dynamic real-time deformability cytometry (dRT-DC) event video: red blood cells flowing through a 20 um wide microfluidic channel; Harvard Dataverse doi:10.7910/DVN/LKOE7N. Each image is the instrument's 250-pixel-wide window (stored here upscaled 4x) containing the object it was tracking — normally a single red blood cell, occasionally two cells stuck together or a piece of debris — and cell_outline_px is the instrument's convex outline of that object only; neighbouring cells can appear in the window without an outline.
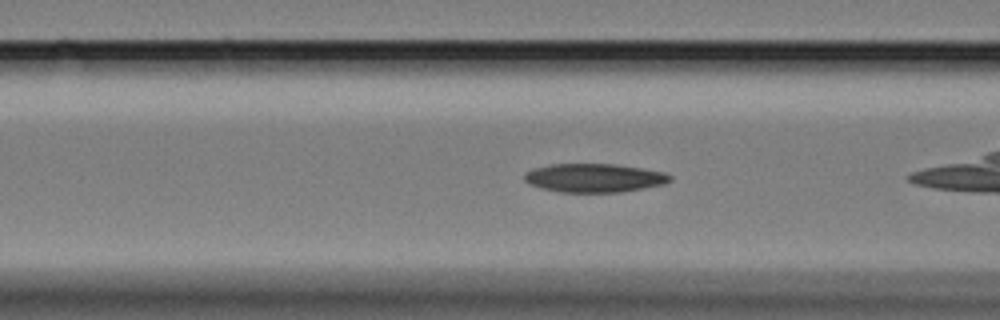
{"species": "Egyptian fruit bat (a non-hibernating species)", "species_latin": "Rousettus aegyptiacus", "temperature_condition": "cold", "stored_images_in_passage": 40, "camera_frame_rate_fps": 3000, "um_per_image_px": 0.085, "animal": {"sex": "female"}, "frame": {"image": 1, "passage_image": 11, "time_ms": 3.333, "image_size_px": [1000, 320], "cell_outline_px": [[672, 180], [664, 184], [644, 188], [620, 192], [560, 192], [540, 188], [528, 184], [524, 180], [524, 172], [532, 168], [552, 164], [612, 164], [640, 168], [664, 172], [672, 176]], "centroid_in_image_um": [50.47, 15.12], "position_along_channel_um": 116.1, "area_um2": 24.39}}
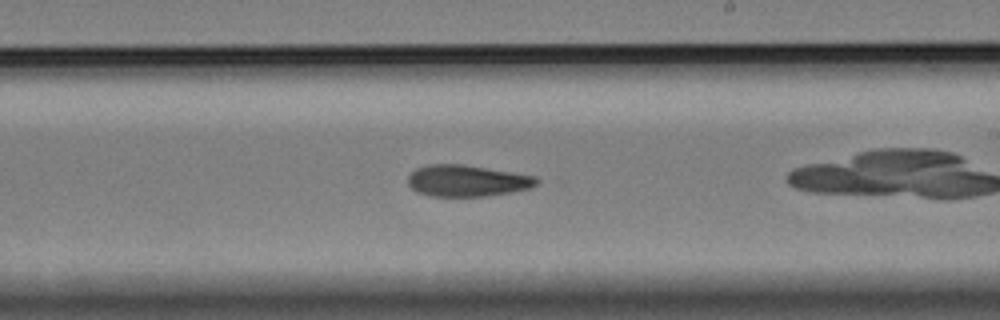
{"frame": {"image": 2, "passage_image": 23, "time_ms": 7.333, "image_size_px": [1000, 320], "cell_outline_px": [[540, 180], [532, 188], [488, 196], [428, 196], [416, 192], [408, 184], [408, 176], [416, 168], [428, 164], [464, 164], [536, 176]], "centroid_in_image_um": [39.7, 15.36], "position_along_channel_um": 249.3, "area_um2": 23.76}}
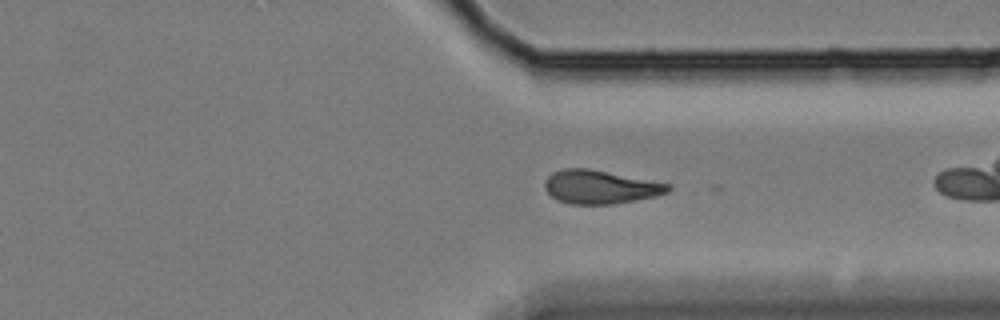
{"frame": {"image": 3, "passage_image": 33, "time_ms": 10.667, "image_size_px": [1000, 320], "cell_outline_px": [[672, 188], [668, 192], [656, 196], [612, 204], [568, 204], [556, 200], [544, 188], [544, 180], [552, 172], [564, 168], [588, 168], [672, 184]], "centroid_in_image_um": [51.0, 15.89], "position_along_channel_um": 360.4, "area_um2": 24.22}}